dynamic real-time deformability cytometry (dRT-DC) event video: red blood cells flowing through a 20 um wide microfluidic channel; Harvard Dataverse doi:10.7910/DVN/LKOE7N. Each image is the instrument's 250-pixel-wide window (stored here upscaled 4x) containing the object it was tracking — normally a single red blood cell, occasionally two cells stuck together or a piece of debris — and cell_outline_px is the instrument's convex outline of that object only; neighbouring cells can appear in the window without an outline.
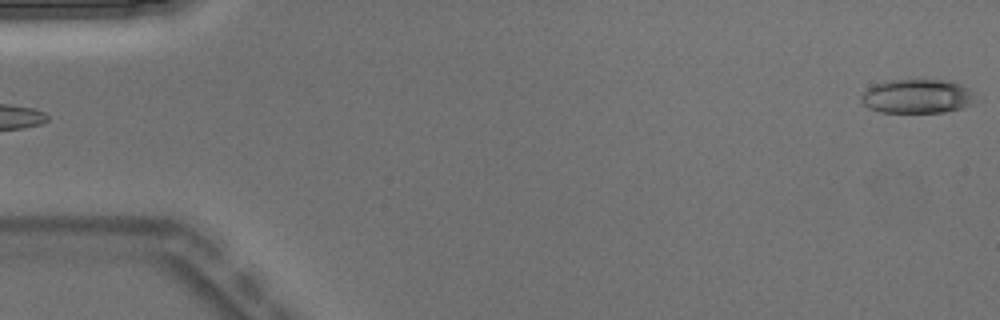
{"species": "Egyptian fruit bat (a non-hibernating species)", "species_latin": "Rousettus aegyptiacus", "temperature_condition": "warm", "stored_images_in_passage": 2, "camera_frame_rate_fps": 3000, "um_per_image_px": 0.085, "animal": {"sex": "male"}, "frame": {"image": 1, "passage_image": 2, "time_ms": 0.333, "image_size_px": [1000, 320], "cell_outline_px": [[980, 100], [964, 108], [944, 112], [880, 112], [868, 108], [860, 100], [860, 96], [868, 88], [876, 84], [888, 80], [948, 80], [960, 84], [968, 88]], "centroid_in_image_um": [78.01, 8.19], "position_along_channel_um": 7.0, "area_um2": 22.95}}